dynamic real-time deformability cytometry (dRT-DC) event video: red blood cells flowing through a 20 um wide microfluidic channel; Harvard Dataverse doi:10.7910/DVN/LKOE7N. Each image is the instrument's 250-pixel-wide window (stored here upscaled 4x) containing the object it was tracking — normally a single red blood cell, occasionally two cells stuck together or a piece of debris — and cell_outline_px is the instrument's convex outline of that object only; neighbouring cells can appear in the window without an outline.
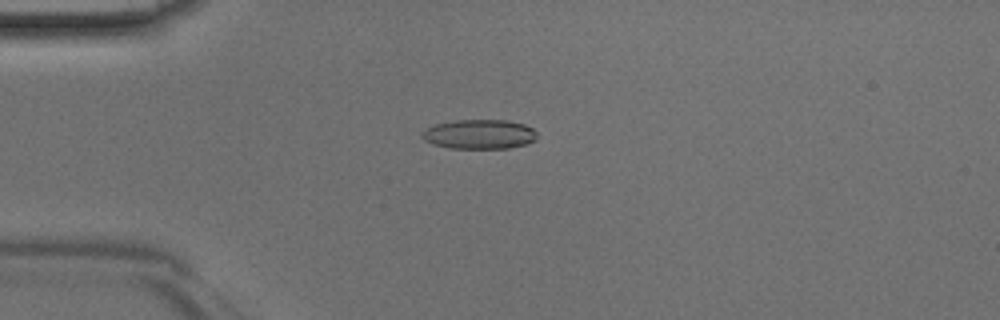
{"species": "Egyptian fruit bat (a non-hibernating species)", "species_latin": "Rousettus aegyptiacus", "temperature_condition": "room temperature", "stored_images_in_passage": 44, "camera_frame_rate_fps": 3000, "um_per_image_px": 0.085, "animal": {"sex": "male"}, "frame": {"image": 1, "passage_image": 10, "time_ms": 3.0, "image_size_px": [1000, 320], "cell_outline_px": [[536, 140], [524, 144], [508, 148], [448, 148], [432, 144], [424, 140], [420, 136], [420, 132], [424, 128], [436, 124], [456, 120], [508, 120], [524, 124], [532, 128], [536, 132]], "centroid_in_image_um": [40.69, 11.4], "position_along_channel_um": 44.3, "area_um2": 19.88}}
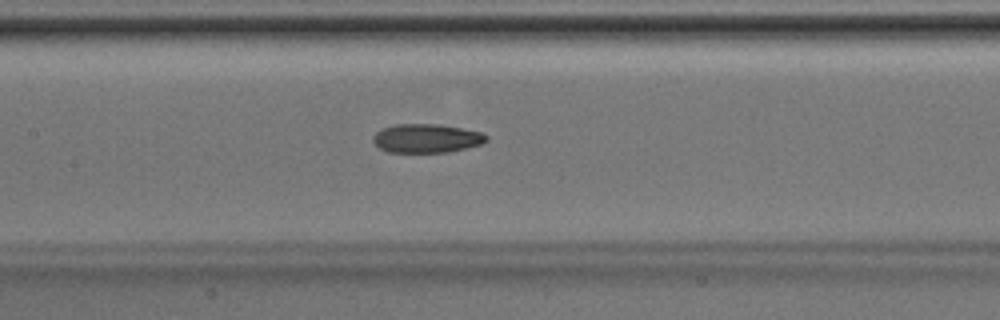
{"frame": {"image": 2, "passage_image": 20, "time_ms": 6.333, "image_size_px": [1000, 320], "cell_outline_px": [[488, 140], [480, 144], [448, 152], [388, 152], [380, 148], [372, 140], [372, 136], [380, 128], [396, 124], [436, 124], [484, 132], [488, 136]], "centroid_in_image_um": [36.24, 11.75], "position_along_channel_um": 171.2, "area_um2": 19.02}}
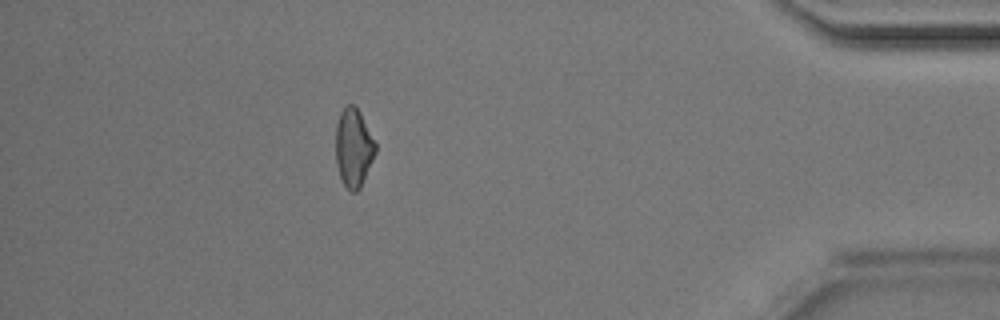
{"frame": {"image": 3, "passage_image": 39, "time_ms": 12.667, "image_size_px": [1000, 320], "cell_outline_px": [[376, 152], [360, 188], [356, 192], [352, 192], [344, 184], [340, 176], [336, 164], [336, 124], [340, 112], [348, 104], [352, 104], [360, 112], [376, 144]], "centroid_in_image_um": [30.04, 12.55], "position_along_channel_um": 405.2, "area_um2": 17.98}}